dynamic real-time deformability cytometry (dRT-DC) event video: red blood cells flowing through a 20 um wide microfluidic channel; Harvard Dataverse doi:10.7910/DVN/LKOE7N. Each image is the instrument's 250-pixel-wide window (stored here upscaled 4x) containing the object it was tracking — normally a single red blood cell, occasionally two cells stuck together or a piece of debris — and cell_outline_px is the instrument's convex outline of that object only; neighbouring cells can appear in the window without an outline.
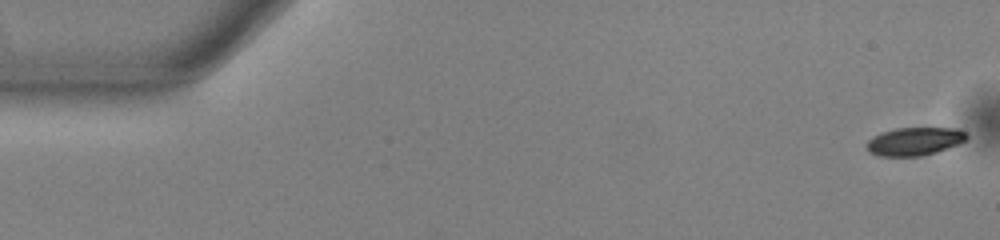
{"species": "common noctule bat (a hibernating species)", "species_latin": "Nyctalus noctula", "temperature_condition": "warm", "stored_images_in_passage": 55, "segment_of_instrument_passage": [1, 2], "camera_frame_rate_fps": 3000, "um_per_image_px": 0.085, "animal": {"sex": "male", "body_mass_g": 13.0, "forearm_length_mm": 53.1}, "frame": {"image": 1, "passage_image": 1, "time_ms": 0.0, "image_size_px": [1000, 240], "cell_outline_px": [[968, 136], [964, 140], [956, 144], [936, 152], [920, 156], [880, 156], [868, 152], [868, 140], [880, 132], [896, 128], [956, 128], [964, 132]], "centroid_in_image_um": [77.7, 12.01], "position_along_channel_um": 7.3, "area_um2": 16.13}}
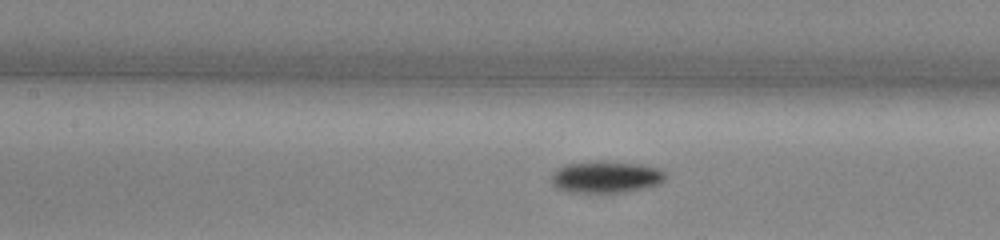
{"frame": {"image": 2, "passage_image": 24, "time_ms": 7.667, "image_size_px": [1000, 240], "cell_outline_px": [[664, 180], [660, 184], [644, 188], [624, 192], [568, 192], [556, 188], [552, 184], [552, 176], [560, 168], [568, 164], [640, 164], [656, 168], [664, 172]], "centroid_in_image_um": [51.53, 15.11], "position_along_channel_um": 155.9, "area_um2": 19.88}}
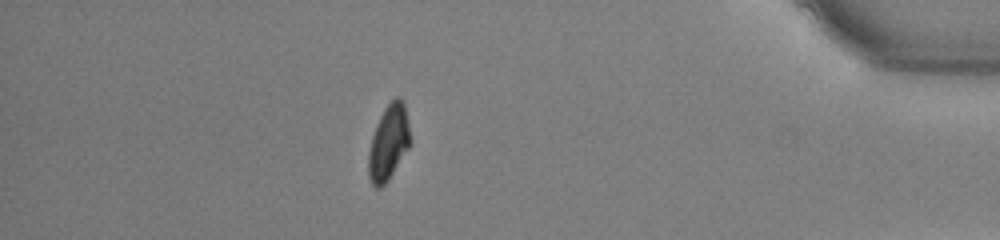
{"frame": {"image": 3, "passage_image": 47, "time_ms": 15.333, "image_size_px": [1000, 240], "cell_outline_px": [[408, 148], [388, 180], [380, 188], [376, 188], [372, 184], [368, 176], [368, 152], [372, 136], [376, 124], [384, 108], [396, 96], [400, 96], [404, 104], [408, 124]], "centroid_in_image_um": [32.98, 12.12], "position_along_channel_um": 402.2, "area_um2": 17.92}}